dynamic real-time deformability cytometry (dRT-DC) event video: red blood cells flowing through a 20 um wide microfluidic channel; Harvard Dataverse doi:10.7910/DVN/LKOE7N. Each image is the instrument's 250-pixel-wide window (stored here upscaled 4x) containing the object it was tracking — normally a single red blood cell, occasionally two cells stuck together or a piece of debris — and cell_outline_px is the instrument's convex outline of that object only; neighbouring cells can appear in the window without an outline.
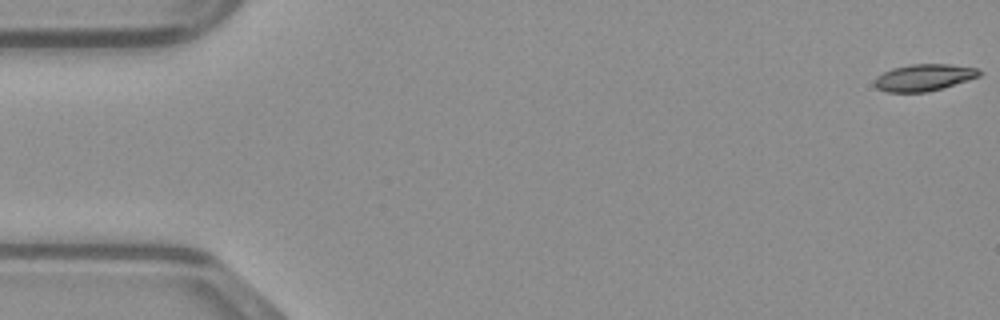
{"species": "common noctule bat (a hibernating species)", "species_latin": "Nyctalus noctula", "temperature_condition": "warm", "stored_images_in_passage": 15, "camera_frame_rate_fps": 3000, "um_per_image_px": 0.085, "animal": {"sex": "male", "body_mass_g": 23.1, "forearm_length_mm": 52.7}, "frame": {"image": 1, "passage_image": 1, "time_ms": 0.0, "image_size_px": [1000, 320], "cell_outline_px": [[984, 72], [980, 76], [968, 80], [940, 88], [924, 92], [888, 92], [876, 88], [876, 76], [892, 68], [912, 64], [948, 64], [980, 68]], "centroid_in_image_um": [78.58, 6.57], "position_along_channel_um": 6.4, "area_um2": 16.24}}
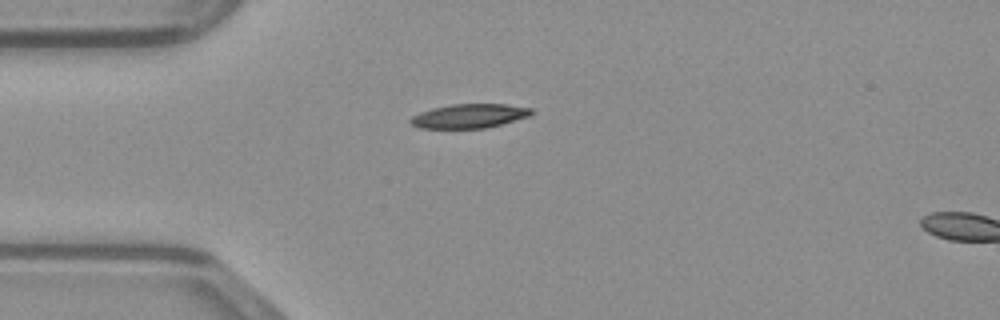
{"frame": {"image": 2, "passage_image": 13, "time_ms": 4.0, "image_size_px": [1000, 320], "cell_outline_px": [[532, 112], [528, 116], [500, 124], [484, 128], [420, 128], [408, 124], [408, 120], [412, 116], [420, 112], [432, 108], [452, 104], [508, 104], [532, 108]], "centroid_in_image_um": [39.82, 9.85], "position_along_channel_um": 45.2, "area_um2": 16.94}}